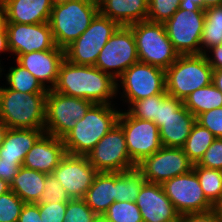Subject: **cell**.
<instances>
[{
    "mask_svg": "<svg viewBox=\"0 0 222 222\" xmlns=\"http://www.w3.org/2000/svg\"><path fill=\"white\" fill-rule=\"evenodd\" d=\"M118 83L110 74L96 66L75 65L64 59L59 67L53 91L91 101L110 104L108 99L117 93Z\"/></svg>",
    "mask_w": 222,
    "mask_h": 222,
    "instance_id": "1",
    "label": "cell"
},
{
    "mask_svg": "<svg viewBox=\"0 0 222 222\" xmlns=\"http://www.w3.org/2000/svg\"><path fill=\"white\" fill-rule=\"evenodd\" d=\"M111 104H93L63 138L67 154L87 156L96 144L118 124L120 111Z\"/></svg>",
    "mask_w": 222,
    "mask_h": 222,
    "instance_id": "2",
    "label": "cell"
},
{
    "mask_svg": "<svg viewBox=\"0 0 222 222\" xmlns=\"http://www.w3.org/2000/svg\"><path fill=\"white\" fill-rule=\"evenodd\" d=\"M46 96L0 87V119L9 128L44 129Z\"/></svg>",
    "mask_w": 222,
    "mask_h": 222,
    "instance_id": "3",
    "label": "cell"
},
{
    "mask_svg": "<svg viewBox=\"0 0 222 222\" xmlns=\"http://www.w3.org/2000/svg\"><path fill=\"white\" fill-rule=\"evenodd\" d=\"M98 13V3L92 0H72L53 6L49 25L56 46L65 50L89 27Z\"/></svg>",
    "mask_w": 222,
    "mask_h": 222,
    "instance_id": "4",
    "label": "cell"
},
{
    "mask_svg": "<svg viewBox=\"0 0 222 222\" xmlns=\"http://www.w3.org/2000/svg\"><path fill=\"white\" fill-rule=\"evenodd\" d=\"M165 72L166 93L182 101L195 90L212 83L213 68L205 54L179 55Z\"/></svg>",
    "mask_w": 222,
    "mask_h": 222,
    "instance_id": "5",
    "label": "cell"
},
{
    "mask_svg": "<svg viewBox=\"0 0 222 222\" xmlns=\"http://www.w3.org/2000/svg\"><path fill=\"white\" fill-rule=\"evenodd\" d=\"M130 28L140 62L166 70L179 57L168 38L164 23L144 20L130 25Z\"/></svg>",
    "mask_w": 222,
    "mask_h": 222,
    "instance_id": "6",
    "label": "cell"
},
{
    "mask_svg": "<svg viewBox=\"0 0 222 222\" xmlns=\"http://www.w3.org/2000/svg\"><path fill=\"white\" fill-rule=\"evenodd\" d=\"M204 21L205 10L203 8L183 4L164 23L168 38L179 55L206 53L202 49L203 46H200Z\"/></svg>",
    "mask_w": 222,
    "mask_h": 222,
    "instance_id": "7",
    "label": "cell"
},
{
    "mask_svg": "<svg viewBox=\"0 0 222 222\" xmlns=\"http://www.w3.org/2000/svg\"><path fill=\"white\" fill-rule=\"evenodd\" d=\"M92 105L89 100L49 89L46 96L44 132L62 139Z\"/></svg>",
    "mask_w": 222,
    "mask_h": 222,
    "instance_id": "8",
    "label": "cell"
},
{
    "mask_svg": "<svg viewBox=\"0 0 222 222\" xmlns=\"http://www.w3.org/2000/svg\"><path fill=\"white\" fill-rule=\"evenodd\" d=\"M119 25L98 13L89 27L65 49V59L75 65L95 66L99 53Z\"/></svg>",
    "mask_w": 222,
    "mask_h": 222,
    "instance_id": "9",
    "label": "cell"
},
{
    "mask_svg": "<svg viewBox=\"0 0 222 222\" xmlns=\"http://www.w3.org/2000/svg\"><path fill=\"white\" fill-rule=\"evenodd\" d=\"M138 61L135 37L130 26H119L101 49L95 66L117 81V78ZM115 68L116 71L108 72Z\"/></svg>",
    "mask_w": 222,
    "mask_h": 222,
    "instance_id": "10",
    "label": "cell"
},
{
    "mask_svg": "<svg viewBox=\"0 0 222 222\" xmlns=\"http://www.w3.org/2000/svg\"><path fill=\"white\" fill-rule=\"evenodd\" d=\"M98 172L115 173L136 168L127 149L122 127H113L87 155Z\"/></svg>",
    "mask_w": 222,
    "mask_h": 222,
    "instance_id": "11",
    "label": "cell"
},
{
    "mask_svg": "<svg viewBox=\"0 0 222 222\" xmlns=\"http://www.w3.org/2000/svg\"><path fill=\"white\" fill-rule=\"evenodd\" d=\"M118 124L123 129L128 154L135 165L162 147L159 127L154 122L120 112Z\"/></svg>",
    "mask_w": 222,
    "mask_h": 222,
    "instance_id": "12",
    "label": "cell"
},
{
    "mask_svg": "<svg viewBox=\"0 0 222 222\" xmlns=\"http://www.w3.org/2000/svg\"><path fill=\"white\" fill-rule=\"evenodd\" d=\"M162 187L180 216L187 213L206 212L215 208L206 199L193 169L168 179Z\"/></svg>",
    "mask_w": 222,
    "mask_h": 222,
    "instance_id": "13",
    "label": "cell"
},
{
    "mask_svg": "<svg viewBox=\"0 0 222 222\" xmlns=\"http://www.w3.org/2000/svg\"><path fill=\"white\" fill-rule=\"evenodd\" d=\"M136 168L143 174L146 182L162 185L168 179L192 170L193 163L183 148L162 146L151 156L145 157Z\"/></svg>",
    "mask_w": 222,
    "mask_h": 222,
    "instance_id": "14",
    "label": "cell"
},
{
    "mask_svg": "<svg viewBox=\"0 0 222 222\" xmlns=\"http://www.w3.org/2000/svg\"><path fill=\"white\" fill-rule=\"evenodd\" d=\"M124 94L130 104L147 97L166 93L165 70L143 62H136L120 77Z\"/></svg>",
    "mask_w": 222,
    "mask_h": 222,
    "instance_id": "15",
    "label": "cell"
},
{
    "mask_svg": "<svg viewBox=\"0 0 222 222\" xmlns=\"http://www.w3.org/2000/svg\"><path fill=\"white\" fill-rule=\"evenodd\" d=\"M52 174L71 199H82L98 171L90 164L87 156L66 153Z\"/></svg>",
    "mask_w": 222,
    "mask_h": 222,
    "instance_id": "16",
    "label": "cell"
},
{
    "mask_svg": "<svg viewBox=\"0 0 222 222\" xmlns=\"http://www.w3.org/2000/svg\"><path fill=\"white\" fill-rule=\"evenodd\" d=\"M8 46L15 55L56 47L49 22L41 24L6 23Z\"/></svg>",
    "mask_w": 222,
    "mask_h": 222,
    "instance_id": "17",
    "label": "cell"
},
{
    "mask_svg": "<svg viewBox=\"0 0 222 222\" xmlns=\"http://www.w3.org/2000/svg\"><path fill=\"white\" fill-rule=\"evenodd\" d=\"M143 222H179L180 215L161 184L145 182L135 201Z\"/></svg>",
    "mask_w": 222,
    "mask_h": 222,
    "instance_id": "18",
    "label": "cell"
},
{
    "mask_svg": "<svg viewBox=\"0 0 222 222\" xmlns=\"http://www.w3.org/2000/svg\"><path fill=\"white\" fill-rule=\"evenodd\" d=\"M65 59V50L58 48L34 51L16 57V62L27 69L45 87V82L51 83L47 89H52L57 81L61 62ZM50 87V88H49Z\"/></svg>",
    "mask_w": 222,
    "mask_h": 222,
    "instance_id": "19",
    "label": "cell"
},
{
    "mask_svg": "<svg viewBox=\"0 0 222 222\" xmlns=\"http://www.w3.org/2000/svg\"><path fill=\"white\" fill-rule=\"evenodd\" d=\"M65 155L63 140L44 133L28 151L22 166L45 174H52Z\"/></svg>",
    "mask_w": 222,
    "mask_h": 222,
    "instance_id": "20",
    "label": "cell"
},
{
    "mask_svg": "<svg viewBox=\"0 0 222 222\" xmlns=\"http://www.w3.org/2000/svg\"><path fill=\"white\" fill-rule=\"evenodd\" d=\"M195 123L196 117L183 104L168 115L159 127L162 146L182 148Z\"/></svg>",
    "mask_w": 222,
    "mask_h": 222,
    "instance_id": "21",
    "label": "cell"
},
{
    "mask_svg": "<svg viewBox=\"0 0 222 222\" xmlns=\"http://www.w3.org/2000/svg\"><path fill=\"white\" fill-rule=\"evenodd\" d=\"M7 22L41 24L49 22L51 0H3Z\"/></svg>",
    "mask_w": 222,
    "mask_h": 222,
    "instance_id": "22",
    "label": "cell"
},
{
    "mask_svg": "<svg viewBox=\"0 0 222 222\" xmlns=\"http://www.w3.org/2000/svg\"><path fill=\"white\" fill-rule=\"evenodd\" d=\"M148 0H101L99 13L119 26H130L147 20Z\"/></svg>",
    "mask_w": 222,
    "mask_h": 222,
    "instance_id": "23",
    "label": "cell"
},
{
    "mask_svg": "<svg viewBox=\"0 0 222 222\" xmlns=\"http://www.w3.org/2000/svg\"><path fill=\"white\" fill-rule=\"evenodd\" d=\"M44 133V129L9 128L0 147L1 161L22 164L28 151Z\"/></svg>",
    "mask_w": 222,
    "mask_h": 222,
    "instance_id": "24",
    "label": "cell"
},
{
    "mask_svg": "<svg viewBox=\"0 0 222 222\" xmlns=\"http://www.w3.org/2000/svg\"><path fill=\"white\" fill-rule=\"evenodd\" d=\"M82 199L95 214L103 215L116 201V172H98Z\"/></svg>",
    "mask_w": 222,
    "mask_h": 222,
    "instance_id": "25",
    "label": "cell"
},
{
    "mask_svg": "<svg viewBox=\"0 0 222 222\" xmlns=\"http://www.w3.org/2000/svg\"><path fill=\"white\" fill-rule=\"evenodd\" d=\"M46 176L45 173L21 166L10 183V190L25 203H37L44 191Z\"/></svg>",
    "mask_w": 222,
    "mask_h": 222,
    "instance_id": "26",
    "label": "cell"
},
{
    "mask_svg": "<svg viewBox=\"0 0 222 222\" xmlns=\"http://www.w3.org/2000/svg\"><path fill=\"white\" fill-rule=\"evenodd\" d=\"M183 104L197 117L203 112L222 107V93L211 83L192 92L184 99Z\"/></svg>",
    "mask_w": 222,
    "mask_h": 222,
    "instance_id": "27",
    "label": "cell"
},
{
    "mask_svg": "<svg viewBox=\"0 0 222 222\" xmlns=\"http://www.w3.org/2000/svg\"><path fill=\"white\" fill-rule=\"evenodd\" d=\"M145 182L143 174L137 168L116 172V201L135 202Z\"/></svg>",
    "mask_w": 222,
    "mask_h": 222,
    "instance_id": "28",
    "label": "cell"
},
{
    "mask_svg": "<svg viewBox=\"0 0 222 222\" xmlns=\"http://www.w3.org/2000/svg\"><path fill=\"white\" fill-rule=\"evenodd\" d=\"M216 137L207 129L202 127L199 123H195L192 127L185 145L182 147L188 159L196 164L203 157Z\"/></svg>",
    "mask_w": 222,
    "mask_h": 222,
    "instance_id": "29",
    "label": "cell"
},
{
    "mask_svg": "<svg viewBox=\"0 0 222 222\" xmlns=\"http://www.w3.org/2000/svg\"><path fill=\"white\" fill-rule=\"evenodd\" d=\"M206 199L215 207L222 199V170L210 169L193 164Z\"/></svg>",
    "mask_w": 222,
    "mask_h": 222,
    "instance_id": "30",
    "label": "cell"
},
{
    "mask_svg": "<svg viewBox=\"0 0 222 222\" xmlns=\"http://www.w3.org/2000/svg\"><path fill=\"white\" fill-rule=\"evenodd\" d=\"M200 45L208 49L222 45V5L205 9Z\"/></svg>",
    "mask_w": 222,
    "mask_h": 222,
    "instance_id": "31",
    "label": "cell"
},
{
    "mask_svg": "<svg viewBox=\"0 0 222 222\" xmlns=\"http://www.w3.org/2000/svg\"><path fill=\"white\" fill-rule=\"evenodd\" d=\"M9 89L21 93H47L48 89L35 78L27 69L17 63V67H11L6 76Z\"/></svg>",
    "mask_w": 222,
    "mask_h": 222,
    "instance_id": "32",
    "label": "cell"
},
{
    "mask_svg": "<svg viewBox=\"0 0 222 222\" xmlns=\"http://www.w3.org/2000/svg\"><path fill=\"white\" fill-rule=\"evenodd\" d=\"M108 222H143L135 202H113L103 214Z\"/></svg>",
    "mask_w": 222,
    "mask_h": 222,
    "instance_id": "33",
    "label": "cell"
},
{
    "mask_svg": "<svg viewBox=\"0 0 222 222\" xmlns=\"http://www.w3.org/2000/svg\"><path fill=\"white\" fill-rule=\"evenodd\" d=\"M147 20L165 23L183 5L182 0H148Z\"/></svg>",
    "mask_w": 222,
    "mask_h": 222,
    "instance_id": "34",
    "label": "cell"
},
{
    "mask_svg": "<svg viewBox=\"0 0 222 222\" xmlns=\"http://www.w3.org/2000/svg\"><path fill=\"white\" fill-rule=\"evenodd\" d=\"M167 95V93H162L135 101L131 104L133 106H131L128 112L135 118L149 120L156 124L158 104H160Z\"/></svg>",
    "mask_w": 222,
    "mask_h": 222,
    "instance_id": "35",
    "label": "cell"
},
{
    "mask_svg": "<svg viewBox=\"0 0 222 222\" xmlns=\"http://www.w3.org/2000/svg\"><path fill=\"white\" fill-rule=\"evenodd\" d=\"M25 205L12 190L0 196V222H18Z\"/></svg>",
    "mask_w": 222,
    "mask_h": 222,
    "instance_id": "36",
    "label": "cell"
},
{
    "mask_svg": "<svg viewBox=\"0 0 222 222\" xmlns=\"http://www.w3.org/2000/svg\"><path fill=\"white\" fill-rule=\"evenodd\" d=\"M71 198L66 189L60 185L53 174H47L44 182V191L38 204L67 203Z\"/></svg>",
    "mask_w": 222,
    "mask_h": 222,
    "instance_id": "37",
    "label": "cell"
},
{
    "mask_svg": "<svg viewBox=\"0 0 222 222\" xmlns=\"http://www.w3.org/2000/svg\"><path fill=\"white\" fill-rule=\"evenodd\" d=\"M95 215L83 199H71L67 202L63 222H91Z\"/></svg>",
    "mask_w": 222,
    "mask_h": 222,
    "instance_id": "38",
    "label": "cell"
},
{
    "mask_svg": "<svg viewBox=\"0 0 222 222\" xmlns=\"http://www.w3.org/2000/svg\"><path fill=\"white\" fill-rule=\"evenodd\" d=\"M196 122L207 128L216 138H222V107L199 114Z\"/></svg>",
    "mask_w": 222,
    "mask_h": 222,
    "instance_id": "39",
    "label": "cell"
},
{
    "mask_svg": "<svg viewBox=\"0 0 222 222\" xmlns=\"http://www.w3.org/2000/svg\"><path fill=\"white\" fill-rule=\"evenodd\" d=\"M197 164L205 168L222 170V138L214 140Z\"/></svg>",
    "mask_w": 222,
    "mask_h": 222,
    "instance_id": "40",
    "label": "cell"
},
{
    "mask_svg": "<svg viewBox=\"0 0 222 222\" xmlns=\"http://www.w3.org/2000/svg\"><path fill=\"white\" fill-rule=\"evenodd\" d=\"M42 222H63L67 203L38 204Z\"/></svg>",
    "mask_w": 222,
    "mask_h": 222,
    "instance_id": "41",
    "label": "cell"
},
{
    "mask_svg": "<svg viewBox=\"0 0 222 222\" xmlns=\"http://www.w3.org/2000/svg\"><path fill=\"white\" fill-rule=\"evenodd\" d=\"M183 105V101L176 99L173 96L167 95L160 104H158V111L156 117V125L160 127L166 117L174 113Z\"/></svg>",
    "mask_w": 222,
    "mask_h": 222,
    "instance_id": "42",
    "label": "cell"
},
{
    "mask_svg": "<svg viewBox=\"0 0 222 222\" xmlns=\"http://www.w3.org/2000/svg\"><path fill=\"white\" fill-rule=\"evenodd\" d=\"M179 222H221L217 210L201 212V213H187L179 217Z\"/></svg>",
    "mask_w": 222,
    "mask_h": 222,
    "instance_id": "43",
    "label": "cell"
},
{
    "mask_svg": "<svg viewBox=\"0 0 222 222\" xmlns=\"http://www.w3.org/2000/svg\"><path fill=\"white\" fill-rule=\"evenodd\" d=\"M18 222H42L38 203H25Z\"/></svg>",
    "mask_w": 222,
    "mask_h": 222,
    "instance_id": "44",
    "label": "cell"
},
{
    "mask_svg": "<svg viewBox=\"0 0 222 222\" xmlns=\"http://www.w3.org/2000/svg\"><path fill=\"white\" fill-rule=\"evenodd\" d=\"M21 166V163L1 161L0 159V178L10 184L13 181L14 177L17 175Z\"/></svg>",
    "mask_w": 222,
    "mask_h": 222,
    "instance_id": "45",
    "label": "cell"
},
{
    "mask_svg": "<svg viewBox=\"0 0 222 222\" xmlns=\"http://www.w3.org/2000/svg\"><path fill=\"white\" fill-rule=\"evenodd\" d=\"M210 50L213 52V59H211L206 53L205 57L209 63V65L213 68V70L222 69V45L214 46Z\"/></svg>",
    "mask_w": 222,
    "mask_h": 222,
    "instance_id": "46",
    "label": "cell"
},
{
    "mask_svg": "<svg viewBox=\"0 0 222 222\" xmlns=\"http://www.w3.org/2000/svg\"><path fill=\"white\" fill-rule=\"evenodd\" d=\"M212 83L222 93V69L213 70Z\"/></svg>",
    "mask_w": 222,
    "mask_h": 222,
    "instance_id": "47",
    "label": "cell"
},
{
    "mask_svg": "<svg viewBox=\"0 0 222 222\" xmlns=\"http://www.w3.org/2000/svg\"><path fill=\"white\" fill-rule=\"evenodd\" d=\"M10 51L7 30H0V52Z\"/></svg>",
    "mask_w": 222,
    "mask_h": 222,
    "instance_id": "48",
    "label": "cell"
},
{
    "mask_svg": "<svg viewBox=\"0 0 222 222\" xmlns=\"http://www.w3.org/2000/svg\"><path fill=\"white\" fill-rule=\"evenodd\" d=\"M6 8L3 0H0V30H6Z\"/></svg>",
    "mask_w": 222,
    "mask_h": 222,
    "instance_id": "49",
    "label": "cell"
},
{
    "mask_svg": "<svg viewBox=\"0 0 222 222\" xmlns=\"http://www.w3.org/2000/svg\"><path fill=\"white\" fill-rule=\"evenodd\" d=\"M222 5V0H202V8L205 10L210 7Z\"/></svg>",
    "mask_w": 222,
    "mask_h": 222,
    "instance_id": "50",
    "label": "cell"
},
{
    "mask_svg": "<svg viewBox=\"0 0 222 222\" xmlns=\"http://www.w3.org/2000/svg\"><path fill=\"white\" fill-rule=\"evenodd\" d=\"M8 129L9 127L0 119V147L4 142V138Z\"/></svg>",
    "mask_w": 222,
    "mask_h": 222,
    "instance_id": "51",
    "label": "cell"
},
{
    "mask_svg": "<svg viewBox=\"0 0 222 222\" xmlns=\"http://www.w3.org/2000/svg\"><path fill=\"white\" fill-rule=\"evenodd\" d=\"M10 191V184L0 178V196Z\"/></svg>",
    "mask_w": 222,
    "mask_h": 222,
    "instance_id": "52",
    "label": "cell"
},
{
    "mask_svg": "<svg viewBox=\"0 0 222 222\" xmlns=\"http://www.w3.org/2000/svg\"><path fill=\"white\" fill-rule=\"evenodd\" d=\"M185 5H194L202 8V0H182Z\"/></svg>",
    "mask_w": 222,
    "mask_h": 222,
    "instance_id": "53",
    "label": "cell"
},
{
    "mask_svg": "<svg viewBox=\"0 0 222 222\" xmlns=\"http://www.w3.org/2000/svg\"><path fill=\"white\" fill-rule=\"evenodd\" d=\"M91 222H108L104 215L96 214L95 217L92 219Z\"/></svg>",
    "mask_w": 222,
    "mask_h": 222,
    "instance_id": "54",
    "label": "cell"
},
{
    "mask_svg": "<svg viewBox=\"0 0 222 222\" xmlns=\"http://www.w3.org/2000/svg\"><path fill=\"white\" fill-rule=\"evenodd\" d=\"M215 209L217 210L218 216L222 222V199L221 201L215 206Z\"/></svg>",
    "mask_w": 222,
    "mask_h": 222,
    "instance_id": "55",
    "label": "cell"
},
{
    "mask_svg": "<svg viewBox=\"0 0 222 222\" xmlns=\"http://www.w3.org/2000/svg\"><path fill=\"white\" fill-rule=\"evenodd\" d=\"M68 1H72V0H51L53 6L58 5V4H64V3H67Z\"/></svg>",
    "mask_w": 222,
    "mask_h": 222,
    "instance_id": "56",
    "label": "cell"
}]
</instances>
